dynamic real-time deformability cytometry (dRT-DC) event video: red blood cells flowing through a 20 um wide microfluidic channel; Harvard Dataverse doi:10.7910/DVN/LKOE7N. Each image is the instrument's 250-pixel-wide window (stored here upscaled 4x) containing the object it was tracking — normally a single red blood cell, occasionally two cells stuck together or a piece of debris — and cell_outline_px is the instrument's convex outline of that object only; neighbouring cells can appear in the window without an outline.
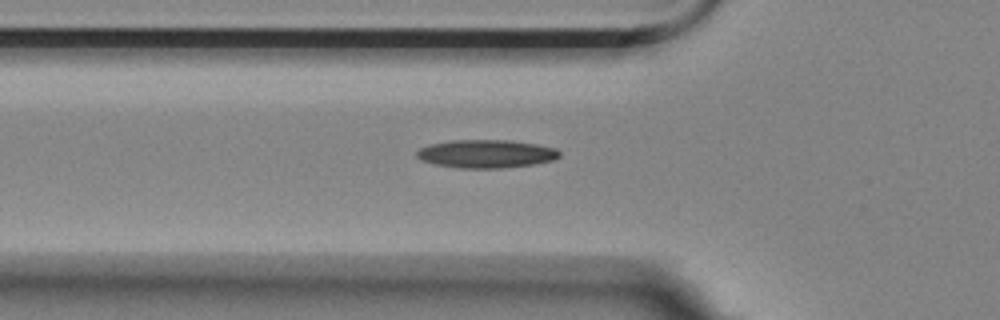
{"species": "Egyptian fruit bat (a non-hibernating species)", "species_latin": "Rousettus aegyptiacus", "temperature_condition": "room temperature", "stored_images_in_passage": 45, "camera_frame_rate_fps": 3000, "um_per_image_px": 0.085, "animal": {"sex": "female"}, "frame": {"image": 1, "passage_image": 7, "time_ms": 2.0, "image_size_px": [1000, 320], "cell_outline_px": [[560, 156], [552, 160], [532, 164], [500, 168], [460, 168], [432, 164], [420, 160], [416, 156], [416, 152], [420, 148], [428, 144], [452, 140], [508, 140], [536, 144], [556, 148], [560, 152]], "centroid_in_image_um": [41.27, 13.07], "position_along_channel_um": 84.5, "area_um2": 23.47}}
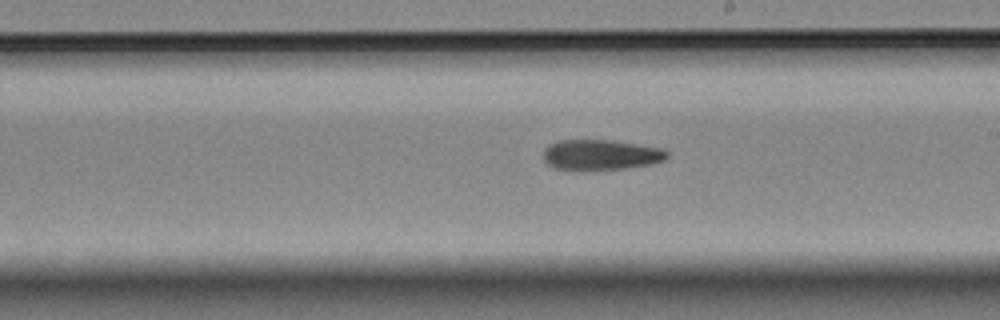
{"frame": {"image": 2, "passage_image": 20, "time_ms": 6.333, "image_size_px": [1000, 320], "cell_outline_px": [[668, 156], [664, 160], [652, 164], [624, 168], [552, 168], [544, 160], [544, 148], [548, 144], [560, 140], [612, 140], [664, 148], [668, 152]], "centroid_in_image_um": [51.1, 13.12], "position_along_channel_um": 237.9, "area_um2": 21.5}}
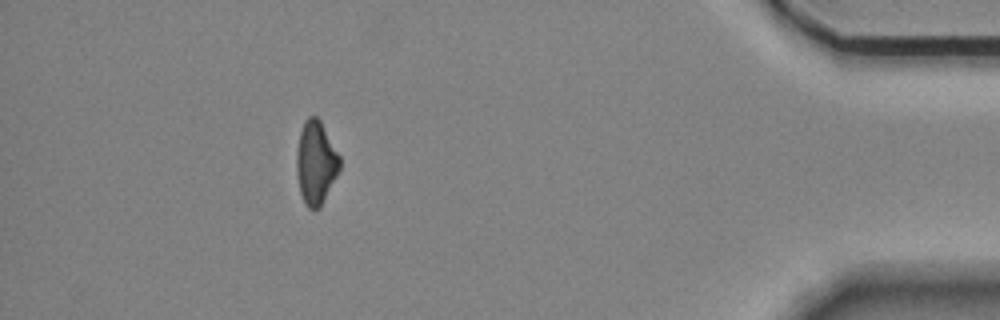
{"frame": {"image": 3, "passage_image": 39, "time_ms": 12.667, "image_size_px": [1000, 320], "cell_outline_px": [[340, 168], [320, 208], [308, 208], [304, 204], [300, 192], [296, 172], [296, 152], [300, 132], [304, 120], [308, 116], [316, 116], [320, 120], [340, 156]], "centroid_in_image_um": [26.83, 13.82], "position_along_channel_um": 408.4, "area_um2": 20.92}}